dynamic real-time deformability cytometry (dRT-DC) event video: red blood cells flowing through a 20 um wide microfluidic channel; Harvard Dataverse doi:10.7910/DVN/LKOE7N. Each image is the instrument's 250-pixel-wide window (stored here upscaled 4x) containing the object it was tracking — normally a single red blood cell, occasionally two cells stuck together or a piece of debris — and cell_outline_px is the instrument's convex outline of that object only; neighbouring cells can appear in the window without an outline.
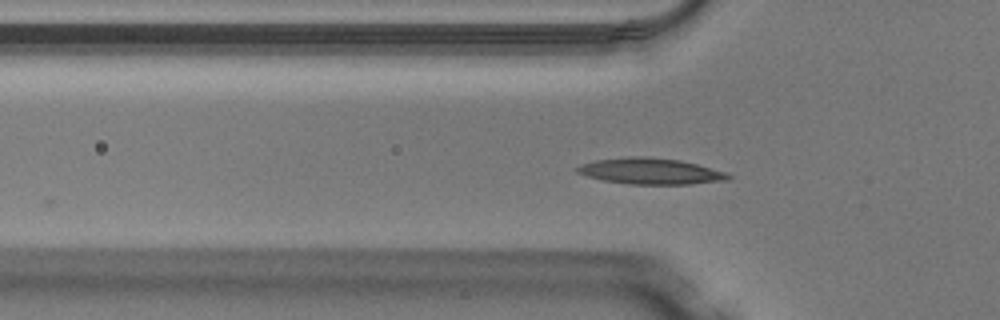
{"species": "Egyptian fruit bat (a non-hibernating species)", "species_latin": "Rousettus aegyptiacus", "temperature_condition": "warm", "stored_images_in_passage": 10, "camera_frame_rate_fps": 3000, "um_per_image_px": 0.085, "animal": {"sex": "male"}, "frame": {"image": 1, "passage_image": 2, "time_ms": 0.333, "image_size_px": [1000, 320], "cell_outline_px": [[732, 176], [728, 180], [692, 184], [628, 184], [604, 180], [588, 176], [576, 172], [576, 168], [580, 164], [596, 160], [636, 156], [644, 156], [680, 160], [696, 164], [724, 172]], "centroid_in_image_um": [55.29, 14.55], "position_along_channel_um": 70.5, "area_um2": 22.72}}
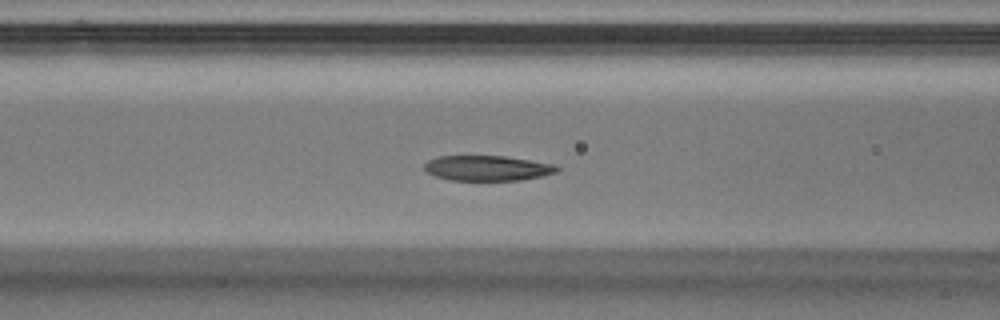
{"frame": {"image": 2, "passage_image": 6, "time_ms": 1.667, "image_size_px": [1000, 320], "cell_outline_px": [[560, 168], [556, 172], [540, 176], [520, 180], [448, 180], [436, 176], [428, 172], [424, 168], [424, 164], [428, 160], [440, 156], [504, 156], [556, 164]], "centroid_in_image_um": [41.43, 14.29], "position_along_channel_um": 125.2, "area_um2": 19.36}}
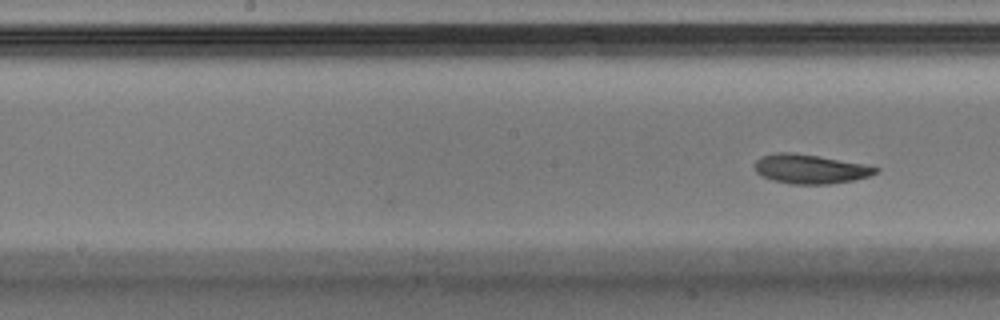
{"frame": {"image": 3, "passage_image": 10, "time_ms": 3.0, "image_size_px": [1000, 320], "cell_outline_px": [[880, 172], [868, 176], [852, 180], [828, 184], [792, 184], [772, 180], [756, 172], [756, 160], [764, 156], [776, 152], [792, 152], [864, 164], [880, 168]], "centroid_in_image_um": [68.89, 14.37], "position_along_channel_um": 179.3, "area_um2": 20.29}}